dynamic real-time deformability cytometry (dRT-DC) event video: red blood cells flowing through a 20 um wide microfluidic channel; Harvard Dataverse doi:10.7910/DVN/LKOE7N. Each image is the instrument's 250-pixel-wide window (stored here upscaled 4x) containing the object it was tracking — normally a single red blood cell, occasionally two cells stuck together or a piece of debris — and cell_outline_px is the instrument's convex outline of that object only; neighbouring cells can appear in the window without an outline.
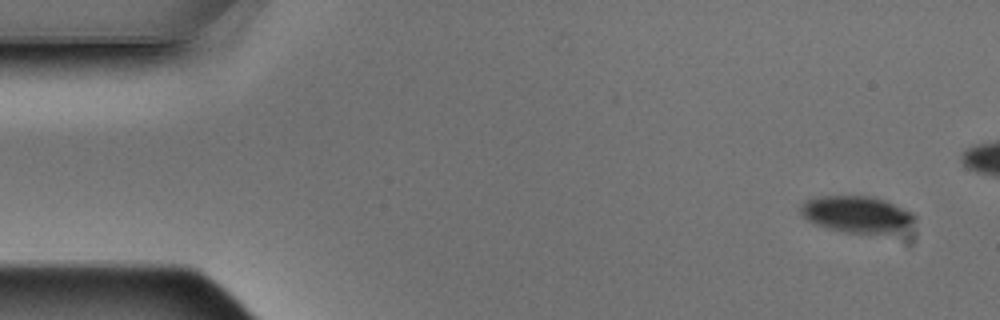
{"species": "Egyptian fruit bat (a non-hibernating species)", "species_latin": "Rousettus aegyptiacus", "temperature_condition": "warm", "stored_images_in_passage": 9, "segment_of_instrument_passage": [1, 2], "camera_frame_rate_fps": 3000, "um_per_image_px": 0.085, "animal": {"sex": "male"}, "frame": {"image": 1, "passage_image": 1, "time_ms": 0.0, "image_size_px": [1000, 320], "cell_outline_px": [[916, 228], [892, 232], [840, 232], [824, 228], [808, 220], [800, 212], [800, 208], [808, 200], [820, 196], [872, 196], [884, 200], [912, 212], [916, 216]], "centroid_in_image_um": [72.91, 18.23], "position_along_channel_um": 12.1, "area_um2": 24.39}}
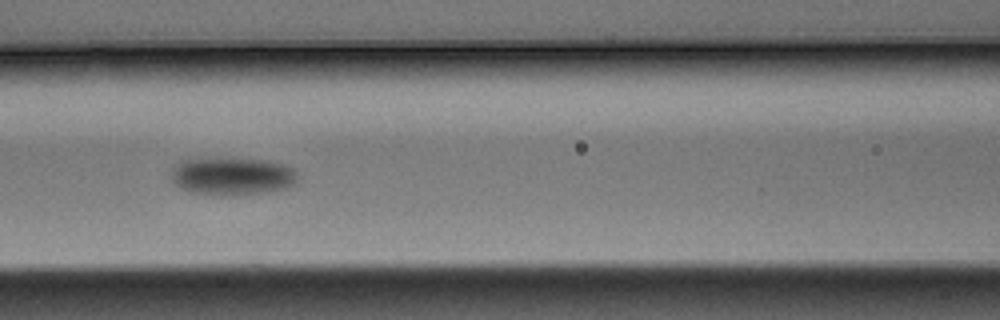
{"frame": {"image": 2, "passage_image": 7, "time_ms": 2.0, "image_size_px": [1000, 320], "cell_outline_px": [[300, 176], [296, 184], [288, 188], [268, 192], [236, 196], [216, 196], [192, 192], [180, 188], [172, 180], [172, 168], [180, 160], [216, 156], [232, 156], [268, 160], [284, 164], [292, 168]], "centroid_in_image_um": [19.77, 14.95], "position_along_channel_um": 146.8, "area_um2": 29.36}}
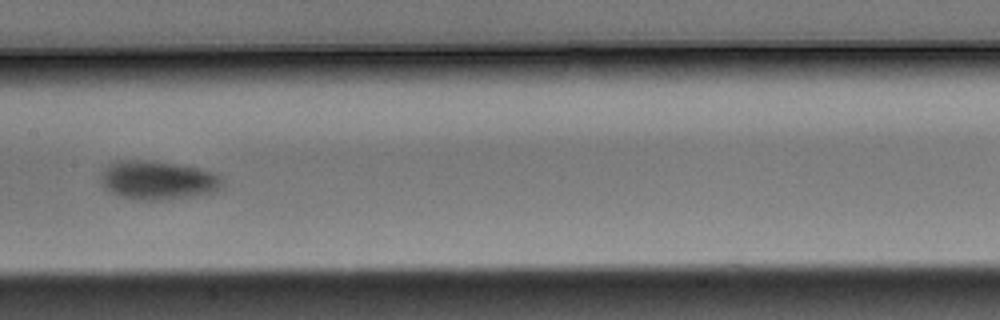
{"frame": {"image": 3, "passage_image": 8, "time_ms": 2.333, "image_size_px": [1000, 320], "cell_outline_px": [[224, 188], [212, 192], [192, 196], [164, 200], [132, 200], [108, 192], [100, 184], [100, 172], [108, 164], [116, 160], [152, 160], [200, 168], [216, 172], [224, 180]], "centroid_in_image_um": [13.39, 15.31], "position_along_channel_um": 194.0, "area_um2": 28.26}}